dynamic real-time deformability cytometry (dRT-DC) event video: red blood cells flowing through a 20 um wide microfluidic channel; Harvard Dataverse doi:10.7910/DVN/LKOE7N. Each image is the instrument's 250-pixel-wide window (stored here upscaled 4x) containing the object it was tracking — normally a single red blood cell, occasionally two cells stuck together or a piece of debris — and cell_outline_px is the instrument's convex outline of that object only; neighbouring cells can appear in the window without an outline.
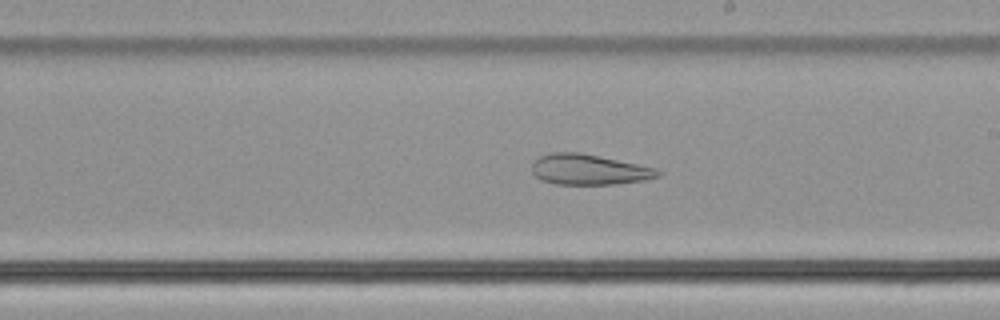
{"species": "common noctule bat (a hibernating species)", "species_latin": "Nyctalus noctula", "temperature_condition": "cold", "stored_images_in_passage": 33, "camera_frame_rate_fps": 3000, "um_per_image_px": 0.085, "animal": {"sex": "male", "body_mass_g": 21.5, "forearm_length_mm": 52.0}, "frame": {"image": 1, "passage_image": 19, "time_ms": 6.0, "image_size_px": [1000, 320], "cell_outline_px": [[660, 176], [648, 180], [616, 184], [556, 184], [540, 180], [532, 172], [532, 164], [540, 156], [552, 152], [580, 152], [656, 168], [660, 172]], "centroid_in_image_um": [50.06, 14.42], "position_along_channel_um": 238.9, "area_um2": 22.37}}